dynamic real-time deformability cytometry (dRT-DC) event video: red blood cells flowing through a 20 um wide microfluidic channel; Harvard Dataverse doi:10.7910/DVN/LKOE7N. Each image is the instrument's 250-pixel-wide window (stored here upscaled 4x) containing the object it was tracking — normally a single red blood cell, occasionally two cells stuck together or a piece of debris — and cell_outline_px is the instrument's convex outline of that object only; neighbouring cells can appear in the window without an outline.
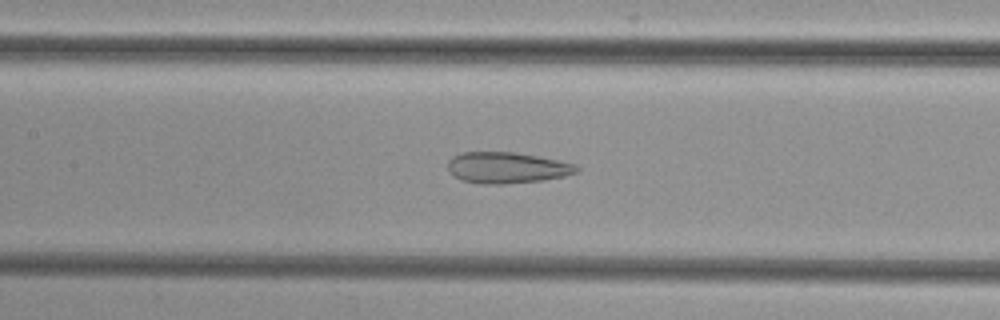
{"species": "common noctule bat (a hibernating species)", "species_latin": "Nyctalus noctula", "temperature_condition": "cold", "stored_images_in_passage": 14, "camera_frame_rate_fps": 3000, "um_per_image_px": 0.085, "animal": {"sex": "female", "body_mass_g": 29.2, "forearm_length_mm": 56.3}, "frame": {"image": 1, "passage_image": 10, "time_ms": 3.0, "image_size_px": [1000, 320], "cell_outline_px": [[580, 168], [576, 172], [564, 176], [544, 180], [504, 184], [484, 184], [460, 180], [448, 172], [448, 160], [452, 156], [464, 152], [516, 152], [576, 164]], "centroid_in_image_um": [43.05, 14.26], "position_along_channel_um": 164.3, "area_um2": 23.41}}
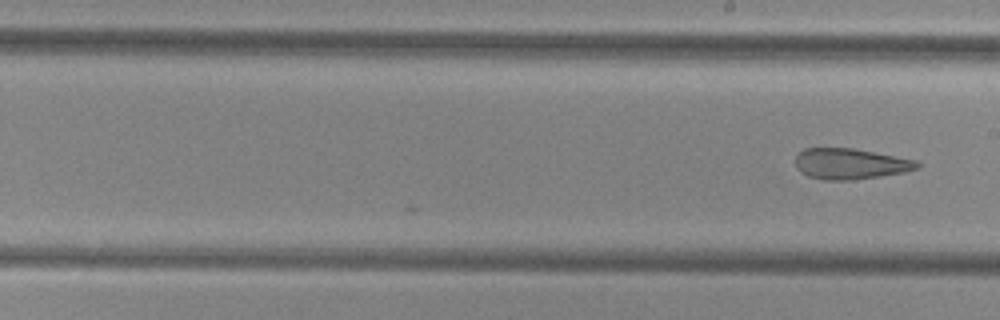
{"frame": {"image": 2, "passage_image": 14, "time_ms": 4.333, "image_size_px": [1000, 320], "cell_outline_px": [[920, 168], [904, 172], [856, 180], [824, 180], [808, 176], [800, 172], [796, 168], [796, 156], [804, 148], [852, 148], [916, 160], [920, 164]], "centroid_in_image_um": [72.27, 13.93], "position_along_channel_um": 216.7, "area_um2": 21.85}}